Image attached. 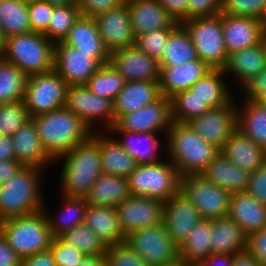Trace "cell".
Returning <instances> with one entry per match:
<instances>
[{
    "label": "cell",
    "mask_w": 266,
    "mask_h": 266,
    "mask_svg": "<svg viewBox=\"0 0 266 266\" xmlns=\"http://www.w3.org/2000/svg\"><path fill=\"white\" fill-rule=\"evenodd\" d=\"M30 120L23 100L0 104V135L12 136Z\"/></svg>",
    "instance_id": "46"
},
{
    "label": "cell",
    "mask_w": 266,
    "mask_h": 266,
    "mask_svg": "<svg viewBox=\"0 0 266 266\" xmlns=\"http://www.w3.org/2000/svg\"><path fill=\"white\" fill-rule=\"evenodd\" d=\"M27 76L0 57V104L24 100Z\"/></svg>",
    "instance_id": "41"
},
{
    "label": "cell",
    "mask_w": 266,
    "mask_h": 266,
    "mask_svg": "<svg viewBox=\"0 0 266 266\" xmlns=\"http://www.w3.org/2000/svg\"><path fill=\"white\" fill-rule=\"evenodd\" d=\"M175 28L165 27L135 36L134 46L159 61L163 55L167 40Z\"/></svg>",
    "instance_id": "47"
},
{
    "label": "cell",
    "mask_w": 266,
    "mask_h": 266,
    "mask_svg": "<svg viewBox=\"0 0 266 266\" xmlns=\"http://www.w3.org/2000/svg\"><path fill=\"white\" fill-rule=\"evenodd\" d=\"M0 233L21 259L48 250L53 239L43 209L2 220Z\"/></svg>",
    "instance_id": "6"
},
{
    "label": "cell",
    "mask_w": 266,
    "mask_h": 266,
    "mask_svg": "<svg viewBox=\"0 0 266 266\" xmlns=\"http://www.w3.org/2000/svg\"><path fill=\"white\" fill-rule=\"evenodd\" d=\"M21 266H57L50 249L21 259Z\"/></svg>",
    "instance_id": "59"
},
{
    "label": "cell",
    "mask_w": 266,
    "mask_h": 266,
    "mask_svg": "<svg viewBox=\"0 0 266 266\" xmlns=\"http://www.w3.org/2000/svg\"><path fill=\"white\" fill-rule=\"evenodd\" d=\"M32 32L28 3L20 0H0V33L6 37Z\"/></svg>",
    "instance_id": "39"
},
{
    "label": "cell",
    "mask_w": 266,
    "mask_h": 266,
    "mask_svg": "<svg viewBox=\"0 0 266 266\" xmlns=\"http://www.w3.org/2000/svg\"><path fill=\"white\" fill-rule=\"evenodd\" d=\"M158 3L175 22L182 24L187 20L188 0H158Z\"/></svg>",
    "instance_id": "57"
},
{
    "label": "cell",
    "mask_w": 266,
    "mask_h": 266,
    "mask_svg": "<svg viewBox=\"0 0 266 266\" xmlns=\"http://www.w3.org/2000/svg\"><path fill=\"white\" fill-rule=\"evenodd\" d=\"M198 59L196 48L188 31L179 24L170 34L159 66H176Z\"/></svg>",
    "instance_id": "37"
},
{
    "label": "cell",
    "mask_w": 266,
    "mask_h": 266,
    "mask_svg": "<svg viewBox=\"0 0 266 266\" xmlns=\"http://www.w3.org/2000/svg\"><path fill=\"white\" fill-rule=\"evenodd\" d=\"M166 136L168 159L181 177L201 175L220 153V149L203 140L188 123L173 121Z\"/></svg>",
    "instance_id": "2"
},
{
    "label": "cell",
    "mask_w": 266,
    "mask_h": 266,
    "mask_svg": "<svg viewBox=\"0 0 266 266\" xmlns=\"http://www.w3.org/2000/svg\"><path fill=\"white\" fill-rule=\"evenodd\" d=\"M262 51H263V55H264V68L266 70V33L262 39Z\"/></svg>",
    "instance_id": "67"
},
{
    "label": "cell",
    "mask_w": 266,
    "mask_h": 266,
    "mask_svg": "<svg viewBox=\"0 0 266 266\" xmlns=\"http://www.w3.org/2000/svg\"><path fill=\"white\" fill-rule=\"evenodd\" d=\"M93 131L92 135L100 143L101 169L104 174L127 178L137 167L135 158L129 156L122 148L117 138H111L107 133L98 135ZM108 135V136H106Z\"/></svg>",
    "instance_id": "29"
},
{
    "label": "cell",
    "mask_w": 266,
    "mask_h": 266,
    "mask_svg": "<svg viewBox=\"0 0 266 266\" xmlns=\"http://www.w3.org/2000/svg\"><path fill=\"white\" fill-rule=\"evenodd\" d=\"M75 266H107V259L105 255L86 256Z\"/></svg>",
    "instance_id": "64"
},
{
    "label": "cell",
    "mask_w": 266,
    "mask_h": 266,
    "mask_svg": "<svg viewBox=\"0 0 266 266\" xmlns=\"http://www.w3.org/2000/svg\"><path fill=\"white\" fill-rule=\"evenodd\" d=\"M104 46L109 53L134 45L130 12L126 3L94 17Z\"/></svg>",
    "instance_id": "16"
},
{
    "label": "cell",
    "mask_w": 266,
    "mask_h": 266,
    "mask_svg": "<svg viewBox=\"0 0 266 266\" xmlns=\"http://www.w3.org/2000/svg\"><path fill=\"white\" fill-rule=\"evenodd\" d=\"M105 256L107 266H148L126 242L108 246Z\"/></svg>",
    "instance_id": "49"
},
{
    "label": "cell",
    "mask_w": 266,
    "mask_h": 266,
    "mask_svg": "<svg viewBox=\"0 0 266 266\" xmlns=\"http://www.w3.org/2000/svg\"><path fill=\"white\" fill-rule=\"evenodd\" d=\"M159 88L162 96L172 97L175 93L187 90L208 73L211 68L200 58L176 66H159Z\"/></svg>",
    "instance_id": "21"
},
{
    "label": "cell",
    "mask_w": 266,
    "mask_h": 266,
    "mask_svg": "<svg viewBox=\"0 0 266 266\" xmlns=\"http://www.w3.org/2000/svg\"><path fill=\"white\" fill-rule=\"evenodd\" d=\"M47 153L56 159L85 142L92 130L75 114L62 107L31 118Z\"/></svg>",
    "instance_id": "3"
},
{
    "label": "cell",
    "mask_w": 266,
    "mask_h": 266,
    "mask_svg": "<svg viewBox=\"0 0 266 266\" xmlns=\"http://www.w3.org/2000/svg\"><path fill=\"white\" fill-rule=\"evenodd\" d=\"M236 127L266 150V109L260 104L245 99L241 107L236 105Z\"/></svg>",
    "instance_id": "36"
},
{
    "label": "cell",
    "mask_w": 266,
    "mask_h": 266,
    "mask_svg": "<svg viewBox=\"0 0 266 266\" xmlns=\"http://www.w3.org/2000/svg\"><path fill=\"white\" fill-rule=\"evenodd\" d=\"M45 2H48L50 5L53 6H66V5H72V6H78L79 0H42Z\"/></svg>",
    "instance_id": "65"
},
{
    "label": "cell",
    "mask_w": 266,
    "mask_h": 266,
    "mask_svg": "<svg viewBox=\"0 0 266 266\" xmlns=\"http://www.w3.org/2000/svg\"><path fill=\"white\" fill-rule=\"evenodd\" d=\"M84 223L107 247L125 242V235L119 226L115 207L88 205Z\"/></svg>",
    "instance_id": "30"
},
{
    "label": "cell",
    "mask_w": 266,
    "mask_h": 266,
    "mask_svg": "<svg viewBox=\"0 0 266 266\" xmlns=\"http://www.w3.org/2000/svg\"><path fill=\"white\" fill-rule=\"evenodd\" d=\"M54 45L45 35L32 31L6 37L0 57L29 77L54 69Z\"/></svg>",
    "instance_id": "5"
},
{
    "label": "cell",
    "mask_w": 266,
    "mask_h": 266,
    "mask_svg": "<svg viewBox=\"0 0 266 266\" xmlns=\"http://www.w3.org/2000/svg\"><path fill=\"white\" fill-rule=\"evenodd\" d=\"M63 43L91 54L101 65L109 63L110 53L103 44L94 18L80 16Z\"/></svg>",
    "instance_id": "22"
},
{
    "label": "cell",
    "mask_w": 266,
    "mask_h": 266,
    "mask_svg": "<svg viewBox=\"0 0 266 266\" xmlns=\"http://www.w3.org/2000/svg\"><path fill=\"white\" fill-rule=\"evenodd\" d=\"M163 266H188V263L180 257H177L174 261L166 263Z\"/></svg>",
    "instance_id": "66"
},
{
    "label": "cell",
    "mask_w": 266,
    "mask_h": 266,
    "mask_svg": "<svg viewBox=\"0 0 266 266\" xmlns=\"http://www.w3.org/2000/svg\"><path fill=\"white\" fill-rule=\"evenodd\" d=\"M16 160L12 136L0 135V162Z\"/></svg>",
    "instance_id": "62"
},
{
    "label": "cell",
    "mask_w": 266,
    "mask_h": 266,
    "mask_svg": "<svg viewBox=\"0 0 266 266\" xmlns=\"http://www.w3.org/2000/svg\"><path fill=\"white\" fill-rule=\"evenodd\" d=\"M244 88V99L256 101L259 97L266 94V70L259 72L247 82Z\"/></svg>",
    "instance_id": "56"
},
{
    "label": "cell",
    "mask_w": 266,
    "mask_h": 266,
    "mask_svg": "<svg viewBox=\"0 0 266 266\" xmlns=\"http://www.w3.org/2000/svg\"><path fill=\"white\" fill-rule=\"evenodd\" d=\"M256 102L260 104L264 109H266V94L259 97Z\"/></svg>",
    "instance_id": "68"
},
{
    "label": "cell",
    "mask_w": 266,
    "mask_h": 266,
    "mask_svg": "<svg viewBox=\"0 0 266 266\" xmlns=\"http://www.w3.org/2000/svg\"><path fill=\"white\" fill-rule=\"evenodd\" d=\"M102 65L91 54H84L63 42L54 45V70L70 85H85Z\"/></svg>",
    "instance_id": "15"
},
{
    "label": "cell",
    "mask_w": 266,
    "mask_h": 266,
    "mask_svg": "<svg viewBox=\"0 0 266 266\" xmlns=\"http://www.w3.org/2000/svg\"><path fill=\"white\" fill-rule=\"evenodd\" d=\"M20 1H24V2L29 3V2H32L33 0H20Z\"/></svg>",
    "instance_id": "72"
},
{
    "label": "cell",
    "mask_w": 266,
    "mask_h": 266,
    "mask_svg": "<svg viewBox=\"0 0 266 266\" xmlns=\"http://www.w3.org/2000/svg\"><path fill=\"white\" fill-rule=\"evenodd\" d=\"M41 169L43 168L23 166L9 181L0 185V222L44 208L39 183Z\"/></svg>",
    "instance_id": "4"
},
{
    "label": "cell",
    "mask_w": 266,
    "mask_h": 266,
    "mask_svg": "<svg viewBox=\"0 0 266 266\" xmlns=\"http://www.w3.org/2000/svg\"><path fill=\"white\" fill-rule=\"evenodd\" d=\"M261 22H262L263 29H264V31L266 33V9H265V12H264V14H263V16L261 18Z\"/></svg>",
    "instance_id": "69"
},
{
    "label": "cell",
    "mask_w": 266,
    "mask_h": 266,
    "mask_svg": "<svg viewBox=\"0 0 266 266\" xmlns=\"http://www.w3.org/2000/svg\"><path fill=\"white\" fill-rule=\"evenodd\" d=\"M223 39L227 52L233 53L261 43L265 31L260 19L222 12Z\"/></svg>",
    "instance_id": "20"
},
{
    "label": "cell",
    "mask_w": 266,
    "mask_h": 266,
    "mask_svg": "<svg viewBox=\"0 0 266 266\" xmlns=\"http://www.w3.org/2000/svg\"><path fill=\"white\" fill-rule=\"evenodd\" d=\"M163 223L169 237L179 248L202 219L191 201L179 191L164 202Z\"/></svg>",
    "instance_id": "19"
},
{
    "label": "cell",
    "mask_w": 266,
    "mask_h": 266,
    "mask_svg": "<svg viewBox=\"0 0 266 266\" xmlns=\"http://www.w3.org/2000/svg\"><path fill=\"white\" fill-rule=\"evenodd\" d=\"M266 9V0H222V12L234 15L262 18Z\"/></svg>",
    "instance_id": "48"
},
{
    "label": "cell",
    "mask_w": 266,
    "mask_h": 266,
    "mask_svg": "<svg viewBox=\"0 0 266 266\" xmlns=\"http://www.w3.org/2000/svg\"><path fill=\"white\" fill-rule=\"evenodd\" d=\"M126 236L135 230L163 223L164 201L146 196H130L115 207Z\"/></svg>",
    "instance_id": "13"
},
{
    "label": "cell",
    "mask_w": 266,
    "mask_h": 266,
    "mask_svg": "<svg viewBox=\"0 0 266 266\" xmlns=\"http://www.w3.org/2000/svg\"><path fill=\"white\" fill-rule=\"evenodd\" d=\"M220 152L235 166L250 172L266 162V150L237 128L229 136Z\"/></svg>",
    "instance_id": "27"
},
{
    "label": "cell",
    "mask_w": 266,
    "mask_h": 266,
    "mask_svg": "<svg viewBox=\"0 0 266 266\" xmlns=\"http://www.w3.org/2000/svg\"><path fill=\"white\" fill-rule=\"evenodd\" d=\"M182 25L191 36L197 56L211 69H223L229 53L222 31V12L217 16L185 20Z\"/></svg>",
    "instance_id": "8"
},
{
    "label": "cell",
    "mask_w": 266,
    "mask_h": 266,
    "mask_svg": "<svg viewBox=\"0 0 266 266\" xmlns=\"http://www.w3.org/2000/svg\"><path fill=\"white\" fill-rule=\"evenodd\" d=\"M200 264L201 266H232V255L210 254Z\"/></svg>",
    "instance_id": "63"
},
{
    "label": "cell",
    "mask_w": 266,
    "mask_h": 266,
    "mask_svg": "<svg viewBox=\"0 0 266 266\" xmlns=\"http://www.w3.org/2000/svg\"><path fill=\"white\" fill-rule=\"evenodd\" d=\"M61 199L63 200V209L61 210V213H59L58 217L55 215L54 218L56 219L52 218V216H49V214L46 212L45 206L43 208L46 213L50 232L53 237H58L65 231L84 223L85 213L88 206L85 198L62 196Z\"/></svg>",
    "instance_id": "40"
},
{
    "label": "cell",
    "mask_w": 266,
    "mask_h": 266,
    "mask_svg": "<svg viewBox=\"0 0 266 266\" xmlns=\"http://www.w3.org/2000/svg\"><path fill=\"white\" fill-rule=\"evenodd\" d=\"M58 159L64 160L60 180L62 196L65 197L84 198L103 173L100 143L93 135L54 162Z\"/></svg>",
    "instance_id": "1"
},
{
    "label": "cell",
    "mask_w": 266,
    "mask_h": 266,
    "mask_svg": "<svg viewBox=\"0 0 266 266\" xmlns=\"http://www.w3.org/2000/svg\"><path fill=\"white\" fill-rule=\"evenodd\" d=\"M130 196L127 178L102 173L84 198L91 206L116 207Z\"/></svg>",
    "instance_id": "32"
},
{
    "label": "cell",
    "mask_w": 266,
    "mask_h": 266,
    "mask_svg": "<svg viewBox=\"0 0 266 266\" xmlns=\"http://www.w3.org/2000/svg\"><path fill=\"white\" fill-rule=\"evenodd\" d=\"M23 165L18 160H8L0 162V185L9 181L15 176Z\"/></svg>",
    "instance_id": "60"
},
{
    "label": "cell",
    "mask_w": 266,
    "mask_h": 266,
    "mask_svg": "<svg viewBox=\"0 0 266 266\" xmlns=\"http://www.w3.org/2000/svg\"><path fill=\"white\" fill-rule=\"evenodd\" d=\"M63 107L78 116L92 131L94 121L99 119L103 120L105 130L116 124L113 102L91 92L86 85L67 86Z\"/></svg>",
    "instance_id": "12"
},
{
    "label": "cell",
    "mask_w": 266,
    "mask_h": 266,
    "mask_svg": "<svg viewBox=\"0 0 266 266\" xmlns=\"http://www.w3.org/2000/svg\"><path fill=\"white\" fill-rule=\"evenodd\" d=\"M118 134L123 138L117 139L127 154L135 158L138 164H153L159 160L158 149L160 140L156 138L157 133H136L121 131L114 125L108 132ZM158 158V159H157Z\"/></svg>",
    "instance_id": "33"
},
{
    "label": "cell",
    "mask_w": 266,
    "mask_h": 266,
    "mask_svg": "<svg viewBox=\"0 0 266 266\" xmlns=\"http://www.w3.org/2000/svg\"><path fill=\"white\" fill-rule=\"evenodd\" d=\"M58 238L77 248L86 256L105 255L107 251V246L85 223L65 231Z\"/></svg>",
    "instance_id": "44"
},
{
    "label": "cell",
    "mask_w": 266,
    "mask_h": 266,
    "mask_svg": "<svg viewBox=\"0 0 266 266\" xmlns=\"http://www.w3.org/2000/svg\"><path fill=\"white\" fill-rule=\"evenodd\" d=\"M80 16L78 6H54L47 31L43 35L54 44L63 42Z\"/></svg>",
    "instance_id": "45"
},
{
    "label": "cell",
    "mask_w": 266,
    "mask_h": 266,
    "mask_svg": "<svg viewBox=\"0 0 266 266\" xmlns=\"http://www.w3.org/2000/svg\"><path fill=\"white\" fill-rule=\"evenodd\" d=\"M0 266H21V258L11 249L0 233Z\"/></svg>",
    "instance_id": "58"
},
{
    "label": "cell",
    "mask_w": 266,
    "mask_h": 266,
    "mask_svg": "<svg viewBox=\"0 0 266 266\" xmlns=\"http://www.w3.org/2000/svg\"><path fill=\"white\" fill-rule=\"evenodd\" d=\"M171 117L174 122L188 123L193 118L212 109L190 88L170 97Z\"/></svg>",
    "instance_id": "42"
},
{
    "label": "cell",
    "mask_w": 266,
    "mask_h": 266,
    "mask_svg": "<svg viewBox=\"0 0 266 266\" xmlns=\"http://www.w3.org/2000/svg\"><path fill=\"white\" fill-rule=\"evenodd\" d=\"M232 266H264L247 249L232 255Z\"/></svg>",
    "instance_id": "61"
},
{
    "label": "cell",
    "mask_w": 266,
    "mask_h": 266,
    "mask_svg": "<svg viewBox=\"0 0 266 266\" xmlns=\"http://www.w3.org/2000/svg\"><path fill=\"white\" fill-rule=\"evenodd\" d=\"M127 180L131 196H146L166 202L180 191L181 176L170 161H158L138 164Z\"/></svg>",
    "instance_id": "7"
},
{
    "label": "cell",
    "mask_w": 266,
    "mask_h": 266,
    "mask_svg": "<svg viewBox=\"0 0 266 266\" xmlns=\"http://www.w3.org/2000/svg\"><path fill=\"white\" fill-rule=\"evenodd\" d=\"M246 249L266 266V227L247 237Z\"/></svg>",
    "instance_id": "55"
},
{
    "label": "cell",
    "mask_w": 266,
    "mask_h": 266,
    "mask_svg": "<svg viewBox=\"0 0 266 266\" xmlns=\"http://www.w3.org/2000/svg\"><path fill=\"white\" fill-rule=\"evenodd\" d=\"M53 9V5L42 0H33L28 3L29 20L33 32L44 34L47 31Z\"/></svg>",
    "instance_id": "50"
},
{
    "label": "cell",
    "mask_w": 266,
    "mask_h": 266,
    "mask_svg": "<svg viewBox=\"0 0 266 266\" xmlns=\"http://www.w3.org/2000/svg\"><path fill=\"white\" fill-rule=\"evenodd\" d=\"M222 12V0H188L187 20L217 16Z\"/></svg>",
    "instance_id": "52"
},
{
    "label": "cell",
    "mask_w": 266,
    "mask_h": 266,
    "mask_svg": "<svg viewBox=\"0 0 266 266\" xmlns=\"http://www.w3.org/2000/svg\"><path fill=\"white\" fill-rule=\"evenodd\" d=\"M3 37H2V35H1V33H0V48H1V46H2V43H3Z\"/></svg>",
    "instance_id": "71"
},
{
    "label": "cell",
    "mask_w": 266,
    "mask_h": 266,
    "mask_svg": "<svg viewBox=\"0 0 266 266\" xmlns=\"http://www.w3.org/2000/svg\"><path fill=\"white\" fill-rule=\"evenodd\" d=\"M230 193L246 192L251 172L235 166L220 152L201 174Z\"/></svg>",
    "instance_id": "28"
},
{
    "label": "cell",
    "mask_w": 266,
    "mask_h": 266,
    "mask_svg": "<svg viewBox=\"0 0 266 266\" xmlns=\"http://www.w3.org/2000/svg\"><path fill=\"white\" fill-rule=\"evenodd\" d=\"M170 98L160 96L142 109L122 115L116 126L121 131L136 133H158L167 131L172 125Z\"/></svg>",
    "instance_id": "14"
},
{
    "label": "cell",
    "mask_w": 266,
    "mask_h": 266,
    "mask_svg": "<svg viewBox=\"0 0 266 266\" xmlns=\"http://www.w3.org/2000/svg\"><path fill=\"white\" fill-rule=\"evenodd\" d=\"M125 83L124 77L108 63L102 65L85 85L91 92L114 102Z\"/></svg>",
    "instance_id": "43"
},
{
    "label": "cell",
    "mask_w": 266,
    "mask_h": 266,
    "mask_svg": "<svg viewBox=\"0 0 266 266\" xmlns=\"http://www.w3.org/2000/svg\"><path fill=\"white\" fill-rule=\"evenodd\" d=\"M125 242L148 266H163L179 257L178 247L169 237L164 223L128 233Z\"/></svg>",
    "instance_id": "11"
},
{
    "label": "cell",
    "mask_w": 266,
    "mask_h": 266,
    "mask_svg": "<svg viewBox=\"0 0 266 266\" xmlns=\"http://www.w3.org/2000/svg\"><path fill=\"white\" fill-rule=\"evenodd\" d=\"M228 216L248 237L266 227V204L256 201L247 192L232 193Z\"/></svg>",
    "instance_id": "26"
},
{
    "label": "cell",
    "mask_w": 266,
    "mask_h": 266,
    "mask_svg": "<svg viewBox=\"0 0 266 266\" xmlns=\"http://www.w3.org/2000/svg\"><path fill=\"white\" fill-rule=\"evenodd\" d=\"M158 82H126L113 102V113L116 121L122 115L142 109L147 104L156 101L161 96Z\"/></svg>",
    "instance_id": "25"
},
{
    "label": "cell",
    "mask_w": 266,
    "mask_h": 266,
    "mask_svg": "<svg viewBox=\"0 0 266 266\" xmlns=\"http://www.w3.org/2000/svg\"><path fill=\"white\" fill-rule=\"evenodd\" d=\"M12 142L16 160L23 166L44 168L45 165L54 163V159L43 147L32 120L12 135Z\"/></svg>",
    "instance_id": "24"
},
{
    "label": "cell",
    "mask_w": 266,
    "mask_h": 266,
    "mask_svg": "<svg viewBox=\"0 0 266 266\" xmlns=\"http://www.w3.org/2000/svg\"><path fill=\"white\" fill-rule=\"evenodd\" d=\"M264 68V55L262 51V41L251 48L242 49L229 54L224 73L234 75L244 87L249 80L256 76Z\"/></svg>",
    "instance_id": "34"
},
{
    "label": "cell",
    "mask_w": 266,
    "mask_h": 266,
    "mask_svg": "<svg viewBox=\"0 0 266 266\" xmlns=\"http://www.w3.org/2000/svg\"><path fill=\"white\" fill-rule=\"evenodd\" d=\"M125 3L130 12L132 30L135 36L155 29L179 25L158 3V0H130Z\"/></svg>",
    "instance_id": "23"
},
{
    "label": "cell",
    "mask_w": 266,
    "mask_h": 266,
    "mask_svg": "<svg viewBox=\"0 0 266 266\" xmlns=\"http://www.w3.org/2000/svg\"><path fill=\"white\" fill-rule=\"evenodd\" d=\"M188 266H201L200 263H188Z\"/></svg>",
    "instance_id": "70"
},
{
    "label": "cell",
    "mask_w": 266,
    "mask_h": 266,
    "mask_svg": "<svg viewBox=\"0 0 266 266\" xmlns=\"http://www.w3.org/2000/svg\"><path fill=\"white\" fill-rule=\"evenodd\" d=\"M223 75L225 76L223 69H211L190 89L203 101H206L211 108L235 105L232 93L226 86V81H223Z\"/></svg>",
    "instance_id": "35"
},
{
    "label": "cell",
    "mask_w": 266,
    "mask_h": 266,
    "mask_svg": "<svg viewBox=\"0 0 266 266\" xmlns=\"http://www.w3.org/2000/svg\"><path fill=\"white\" fill-rule=\"evenodd\" d=\"M109 64L129 81H159V62L134 45L110 53Z\"/></svg>",
    "instance_id": "18"
},
{
    "label": "cell",
    "mask_w": 266,
    "mask_h": 266,
    "mask_svg": "<svg viewBox=\"0 0 266 266\" xmlns=\"http://www.w3.org/2000/svg\"><path fill=\"white\" fill-rule=\"evenodd\" d=\"M211 254L233 255L247 247V236L229 216L212 220Z\"/></svg>",
    "instance_id": "31"
},
{
    "label": "cell",
    "mask_w": 266,
    "mask_h": 266,
    "mask_svg": "<svg viewBox=\"0 0 266 266\" xmlns=\"http://www.w3.org/2000/svg\"><path fill=\"white\" fill-rule=\"evenodd\" d=\"M180 191L195 206L202 219L214 220L229 215L232 193L203 175L182 176Z\"/></svg>",
    "instance_id": "9"
},
{
    "label": "cell",
    "mask_w": 266,
    "mask_h": 266,
    "mask_svg": "<svg viewBox=\"0 0 266 266\" xmlns=\"http://www.w3.org/2000/svg\"><path fill=\"white\" fill-rule=\"evenodd\" d=\"M212 220L201 219L178 248L187 263H200L211 254Z\"/></svg>",
    "instance_id": "38"
},
{
    "label": "cell",
    "mask_w": 266,
    "mask_h": 266,
    "mask_svg": "<svg viewBox=\"0 0 266 266\" xmlns=\"http://www.w3.org/2000/svg\"><path fill=\"white\" fill-rule=\"evenodd\" d=\"M246 192L256 201L266 204V162L251 172Z\"/></svg>",
    "instance_id": "53"
},
{
    "label": "cell",
    "mask_w": 266,
    "mask_h": 266,
    "mask_svg": "<svg viewBox=\"0 0 266 266\" xmlns=\"http://www.w3.org/2000/svg\"><path fill=\"white\" fill-rule=\"evenodd\" d=\"M122 0H79L78 8L81 16L94 18L98 14L119 7Z\"/></svg>",
    "instance_id": "54"
},
{
    "label": "cell",
    "mask_w": 266,
    "mask_h": 266,
    "mask_svg": "<svg viewBox=\"0 0 266 266\" xmlns=\"http://www.w3.org/2000/svg\"><path fill=\"white\" fill-rule=\"evenodd\" d=\"M49 249L57 266H75L86 257L80 250L62 242L58 237H53Z\"/></svg>",
    "instance_id": "51"
},
{
    "label": "cell",
    "mask_w": 266,
    "mask_h": 266,
    "mask_svg": "<svg viewBox=\"0 0 266 266\" xmlns=\"http://www.w3.org/2000/svg\"><path fill=\"white\" fill-rule=\"evenodd\" d=\"M67 86L54 69L29 76L23 101L30 117L62 108Z\"/></svg>",
    "instance_id": "10"
},
{
    "label": "cell",
    "mask_w": 266,
    "mask_h": 266,
    "mask_svg": "<svg viewBox=\"0 0 266 266\" xmlns=\"http://www.w3.org/2000/svg\"><path fill=\"white\" fill-rule=\"evenodd\" d=\"M188 124L206 142L222 149L236 127V105L212 108Z\"/></svg>",
    "instance_id": "17"
}]
</instances>
